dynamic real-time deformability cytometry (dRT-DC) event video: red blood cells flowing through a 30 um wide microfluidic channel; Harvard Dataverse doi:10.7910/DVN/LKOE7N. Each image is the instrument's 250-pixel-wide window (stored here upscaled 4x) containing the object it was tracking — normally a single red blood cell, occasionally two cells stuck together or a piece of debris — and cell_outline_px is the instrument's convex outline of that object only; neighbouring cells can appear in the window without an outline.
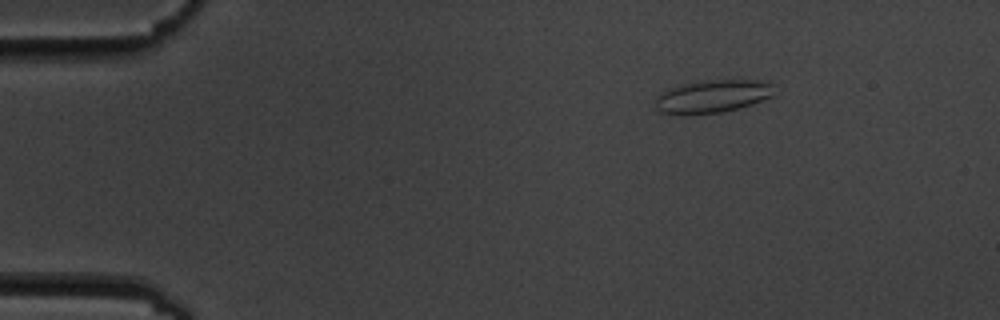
{"species": "common noctule bat (a hibernating species)", "species_latin": "Nyctalus noctula", "temperature_condition": "cold", "stored_images_in_passage": 5, "camera_frame_rate_fps": 3000, "um_per_image_px": 0.085, "animal": {"sex": "male", "body_mass_g": 19.5, "forearm_length_mm": 54.6}, "frame": {"image": 1, "passage_image": 3, "time_ms": 2.333, "image_size_px": [1000, 320], "cell_outline_px": [[776, 96], [736, 108], [720, 112], [688, 116], [680, 116], [660, 112], [656, 108], [656, 96], [660, 92], [668, 88], [680, 84], [708, 80], [756, 80], [772, 84]], "centroid_in_image_um": [60.5, 8.2], "position_along_channel_um": 24.5, "area_um2": 23.12}}